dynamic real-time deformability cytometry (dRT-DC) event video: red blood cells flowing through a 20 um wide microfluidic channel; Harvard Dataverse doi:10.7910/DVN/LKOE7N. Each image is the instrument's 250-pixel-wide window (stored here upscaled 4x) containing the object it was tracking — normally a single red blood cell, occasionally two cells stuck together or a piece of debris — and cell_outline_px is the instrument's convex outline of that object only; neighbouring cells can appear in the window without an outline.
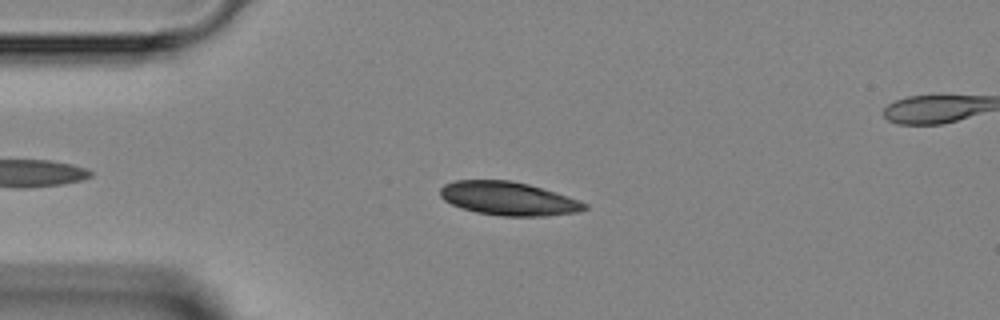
{"species": "Egyptian fruit bat (a non-hibernating species)", "species_latin": "Rousettus aegyptiacus", "temperature_condition": "room temperature", "stored_images_in_passage": 5, "camera_frame_rate_fps": 3000, "um_per_image_px": 0.085, "animal": {"sex": "female"}, "frame": {"image": 1, "passage_image": 4, "time_ms": 3.333, "image_size_px": [1000, 320], "cell_outline_px": [[588, 208], [576, 212], [548, 216], [500, 216], [476, 212], [452, 204], [444, 200], [440, 196], [440, 188], [444, 184], [456, 180], [508, 180], [528, 184], [556, 192], [568, 196], [588, 204]], "centroid_in_image_um": [43.22, 16.88], "position_along_channel_um": 41.8, "area_um2": 28.15}}